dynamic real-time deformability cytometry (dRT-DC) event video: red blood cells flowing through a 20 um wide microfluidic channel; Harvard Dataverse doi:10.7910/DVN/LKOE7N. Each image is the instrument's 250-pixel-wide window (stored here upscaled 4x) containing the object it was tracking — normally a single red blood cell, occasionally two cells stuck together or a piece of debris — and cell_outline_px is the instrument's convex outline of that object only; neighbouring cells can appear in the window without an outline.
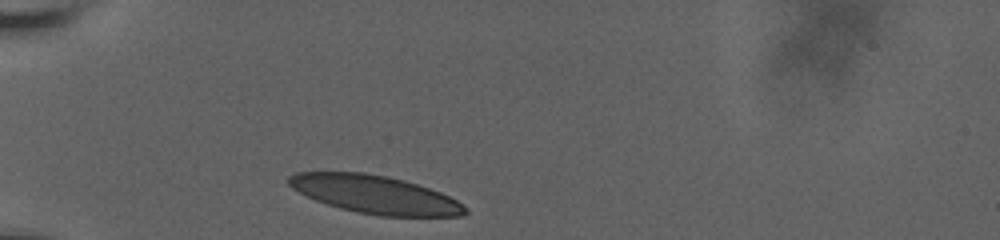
{"species": "human", "species_latin": "Homo sapiens", "temperature_condition": "room temperature", "stored_images_in_passage": 47, "camera_frame_rate_fps": 3000, "um_per_image_px": 0.085, "donor": {"sex": "male"}, "frame": {"image": 1, "passage_image": 1, "time_ms": 0.0, "image_size_px": [1000, 240], "cell_outline_px": [[468, 212], [464, 216], [380, 216], [356, 212], [340, 208], [316, 200], [292, 188], [288, 184], [288, 176], [296, 172], [364, 172], [388, 176], [404, 180], [440, 192], [456, 200]], "centroid_in_image_um": [31.85, 16.53], "position_along_channel_um": 53.1, "area_um2": 38.84}}
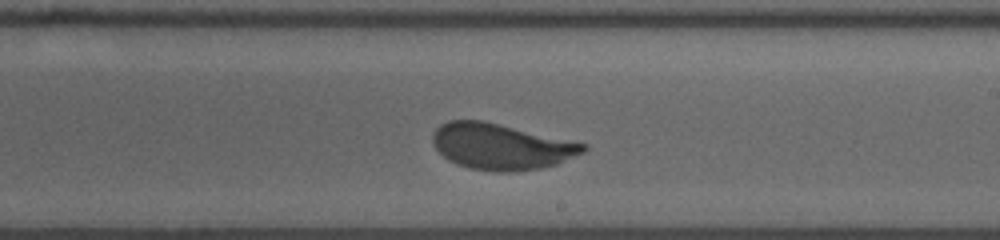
{"frame": {"image": 2, "passage_image": 21, "time_ms": 6.0, "image_size_px": [1000, 240], "cell_outline_px": [[588, 148], [584, 152], [556, 164], [540, 168], [512, 172], [496, 172], [468, 168], [448, 160], [432, 144], [432, 132], [440, 124], [448, 120], [484, 120], [588, 144]], "centroid_in_image_um": [42.58, 12.44], "position_along_channel_um": 246.4, "area_um2": 40.58}}
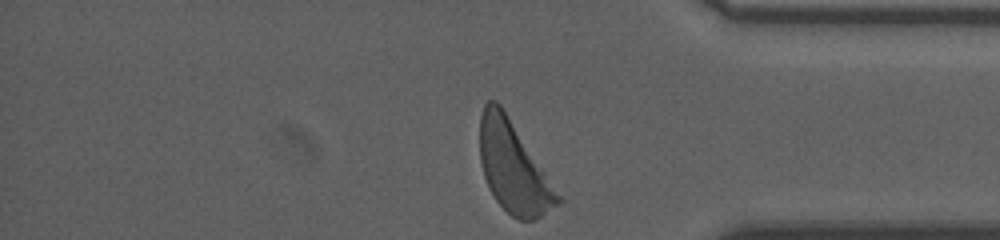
{"frame": {"image": 3, "passage_image": 46, "time_ms": 10.333, "image_size_px": [1000, 240], "cell_outline_px": [[564, 200], [560, 204], [540, 216], [532, 220], [520, 220], [512, 216], [496, 200], [484, 176], [480, 160], [480, 116], [484, 104], [488, 100], [496, 100], [500, 104]], "centroid_in_image_um": [43.64, 14.23], "position_along_channel_um": 391.6, "area_um2": 40.52}, "authors_computed_cell_mechanics": {"area_um2": 40.2288, "velocity_mm_per_s": 3.6132, "shape_relaxation_time_tau1_ms": 2.7905, "shape_relaxation_time_tau2_ms": null, "deformation_change_tau1": 0.1537, "deformation_change_tau2": null}}